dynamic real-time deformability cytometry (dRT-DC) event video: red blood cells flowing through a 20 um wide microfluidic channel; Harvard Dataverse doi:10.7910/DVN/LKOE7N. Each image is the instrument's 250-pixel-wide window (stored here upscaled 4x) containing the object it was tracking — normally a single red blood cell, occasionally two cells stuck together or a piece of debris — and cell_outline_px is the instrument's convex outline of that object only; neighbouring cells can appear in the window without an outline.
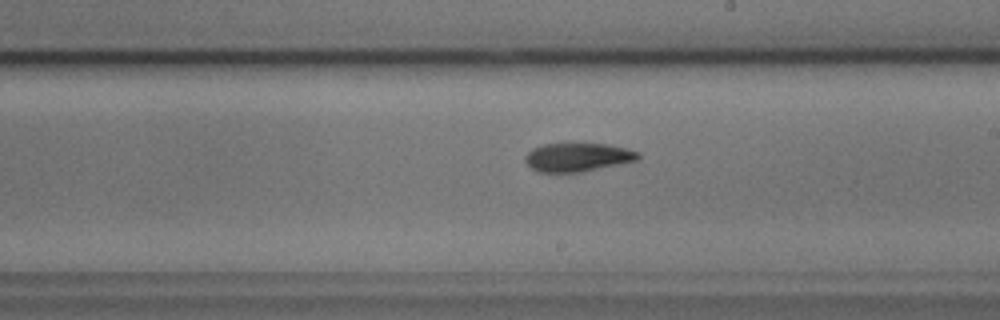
{"species": "common noctule bat (a hibernating species)", "species_latin": "Nyctalus noctula", "temperature_condition": "cold", "stored_images_in_passage": 40, "camera_frame_rate_fps": 3000, "um_per_image_px": 0.085, "animal": {"sex": "male", "body_mass_g": 17.9, "forearm_length_mm": 54.2}, "frame": {"image": 1, "passage_image": 23, "time_ms": 7.333, "image_size_px": [1000, 320], "cell_outline_px": [[640, 160], [580, 172], [536, 172], [524, 160], [524, 156], [532, 148], [544, 144], [604, 144], [624, 148], [640, 152]], "centroid_in_image_um": [49.09, 13.37], "position_along_channel_um": 239.9, "area_um2": 18.73}, "authors_computed_cell_mechanics": {"area_um2": 19.8832, "velocity_mm_per_s": 3.6659, "shape_relaxation_time_tau1_ms": 4.8782, "shape_relaxation_time_tau2_ms": 4.7884, "deformation_change_tau1": 0.1257, "deformation_change_tau2": 0.1115}}